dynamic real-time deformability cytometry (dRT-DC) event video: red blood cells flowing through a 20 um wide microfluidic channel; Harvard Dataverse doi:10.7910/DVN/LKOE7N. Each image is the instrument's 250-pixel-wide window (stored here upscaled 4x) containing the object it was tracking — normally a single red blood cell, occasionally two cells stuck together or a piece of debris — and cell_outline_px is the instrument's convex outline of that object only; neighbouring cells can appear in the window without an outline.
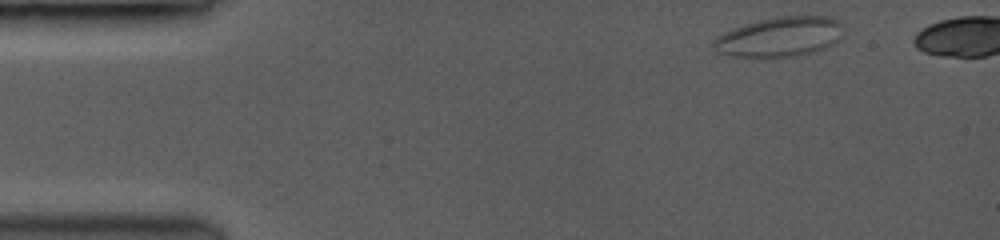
{"species": "common noctule bat (a hibernating species)", "species_latin": "Nyctalus noctula", "temperature_condition": "room temperature", "stored_images_in_passage": 6, "camera_frame_rate_fps": 3500, "um_per_image_px": 0.085, "animal": {"sex": "female", "body_mass_g": 19.0, "forearm_length_mm": 53.3}, "frame": {"image": 1, "passage_image": 1, "time_ms": 0.0, "image_size_px": [1000, 240], "cell_outline_px": [[836, 40], [832, 44], [808, 52], [784, 56], [740, 56], [720, 52], [716, 48], [716, 40], [720, 36], [736, 28], [748, 24], [764, 20], [788, 16], [820, 16], [832, 20], [836, 24]], "centroid_in_image_um": [66.22, 3.13], "position_along_channel_um": 18.8, "area_um2": 27.34}}
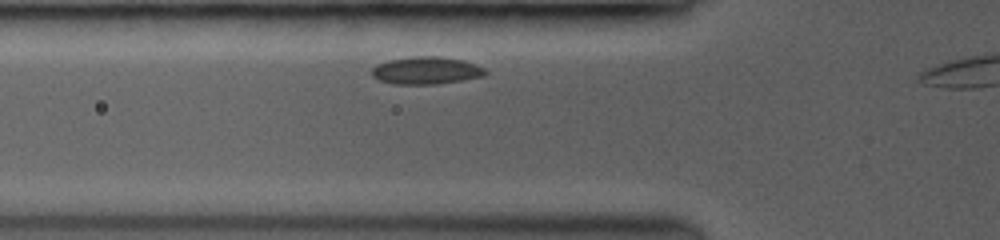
{"frame": {"image": 2, "passage_image": 5, "time_ms": 2.571, "image_size_px": [1000, 240], "cell_outline_px": [[488, 72], [484, 76], [460, 80], [432, 84], [392, 84], [380, 80], [372, 76], [372, 68], [376, 64], [388, 60], [412, 56], [440, 56], [464, 60], [484, 68]], "centroid_in_image_um": [36.2, 5.98], "position_along_channel_um": 89.6, "area_um2": 18.15}}